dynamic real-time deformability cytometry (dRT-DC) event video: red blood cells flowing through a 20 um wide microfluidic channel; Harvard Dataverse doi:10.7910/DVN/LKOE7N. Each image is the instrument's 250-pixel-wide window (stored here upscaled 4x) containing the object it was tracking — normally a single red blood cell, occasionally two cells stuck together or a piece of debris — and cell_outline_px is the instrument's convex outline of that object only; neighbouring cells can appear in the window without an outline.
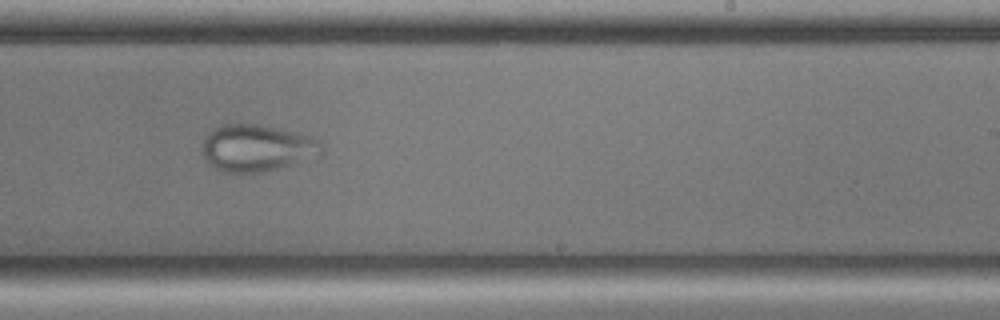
{"species": "common noctule bat (a hibernating species)", "species_latin": "Nyctalus noctula", "temperature_condition": "cold", "stored_images_in_passage": 54, "camera_frame_rate_fps": 3000, "um_per_image_px": 0.085, "animal": {"sex": "male", "body_mass_g": 17.9, "forearm_length_mm": 54.2}, "frame": {"image": 1, "passage_image": 33, "time_ms": 10.667, "image_size_px": [1000, 320], "cell_outline_px": [[324, 152], [320, 156], [264, 172], [224, 172], [216, 168], [204, 156], [204, 136], [212, 128], [224, 124], [256, 124], [280, 128], [296, 132], [320, 140], [324, 144]], "centroid_in_image_um": [21.9, 12.56], "position_along_channel_um": 267.1, "area_um2": 32.6}}
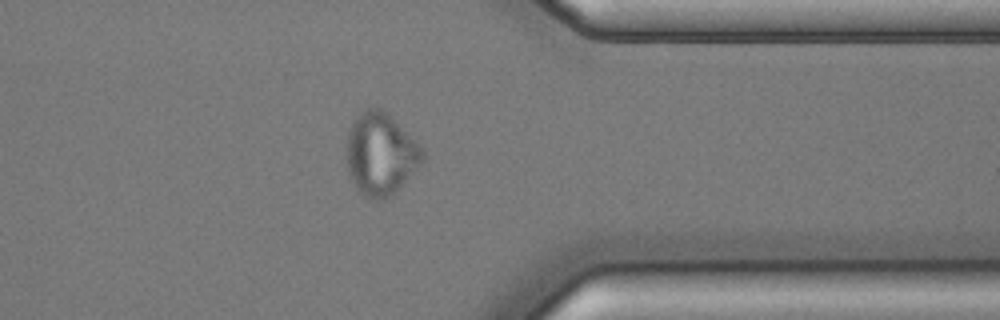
{"frame": {"image": 2, "passage_image": 43, "time_ms": 14.0, "image_size_px": [1000, 320], "cell_outline_px": [[424, 160], [400, 188], [384, 200], [372, 200], [364, 196], [356, 188], [348, 172], [348, 128], [360, 112], [364, 108], [380, 108], [388, 112], [424, 148]], "centroid_in_image_um": [32.38, 13.08], "position_along_channel_um": 379.0, "area_um2": 36.65}}